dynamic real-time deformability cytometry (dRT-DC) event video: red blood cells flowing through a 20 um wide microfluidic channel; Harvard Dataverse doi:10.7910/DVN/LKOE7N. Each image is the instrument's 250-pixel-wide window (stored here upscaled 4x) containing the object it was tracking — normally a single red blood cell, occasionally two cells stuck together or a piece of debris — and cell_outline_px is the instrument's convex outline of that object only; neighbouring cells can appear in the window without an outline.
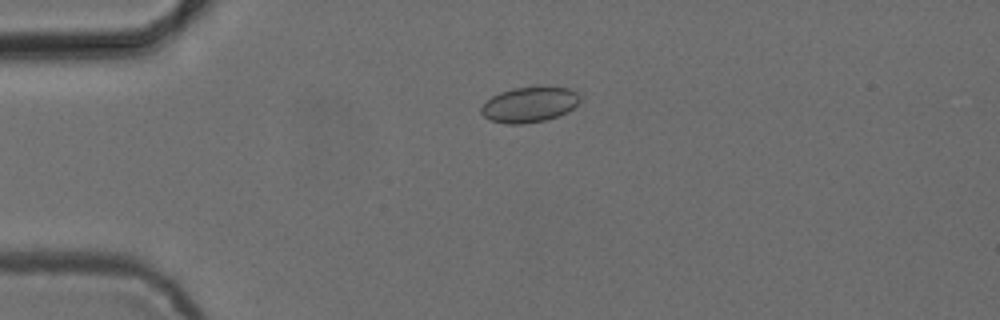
{"species": "common noctule bat (a hibernating species)", "species_latin": "Nyctalus noctula", "temperature_condition": "cold", "stored_images_in_passage": 41, "camera_frame_rate_fps": 3000, "um_per_image_px": 0.085, "animal": {"sex": "female", "body_mass_g": 24.6, "forearm_length_mm": 56.2}, "frame": {"image": 1, "passage_image": 1, "time_ms": 0.0, "image_size_px": [1000, 320], "cell_outline_px": [[580, 100], [568, 112], [544, 120], [524, 124], [504, 124], [492, 120], [484, 116], [480, 112], [480, 108], [492, 96], [500, 92], [512, 88], [548, 84], [568, 88], [576, 92], [580, 96]], "centroid_in_image_um": [45.02, 8.85], "position_along_channel_um": 40.0, "area_um2": 20.75}}
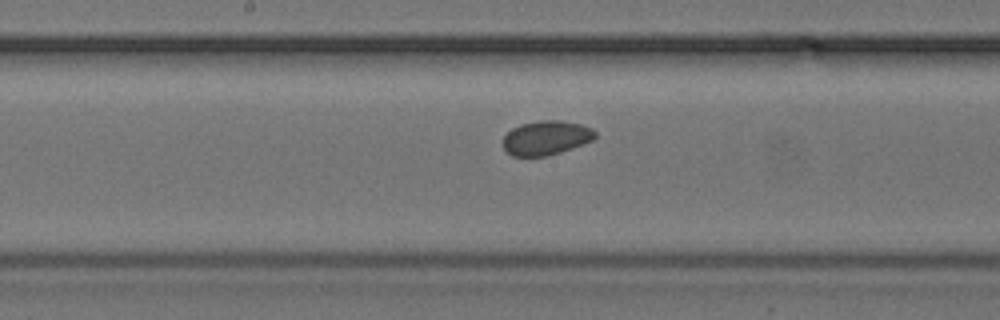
{"frame": {"image": 2, "passage_image": 16, "time_ms": 5.0, "image_size_px": [1000, 320], "cell_outline_px": [[596, 136], [592, 140], [572, 148], [548, 156], [512, 156], [504, 148], [504, 136], [512, 128], [520, 124], [540, 120], [560, 120], [580, 124], [592, 128], [596, 132]], "centroid_in_image_um": [46.42, 11.71], "position_along_channel_um": 201.8, "area_um2": 18.32}}
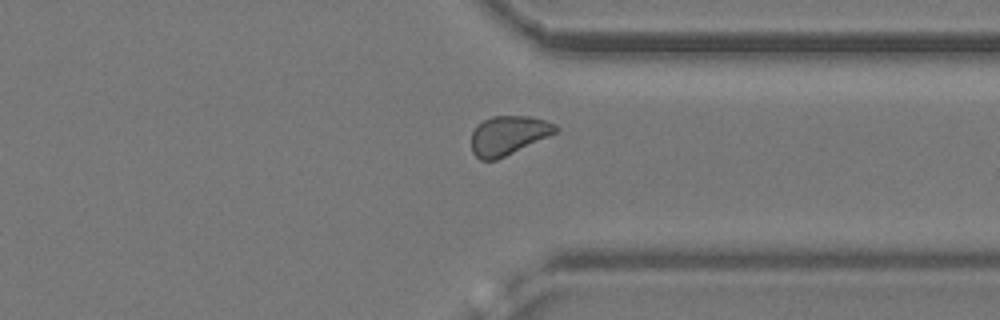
{"frame": {"image": 3, "passage_image": 29, "time_ms": 9.333, "image_size_px": [1000, 320], "cell_outline_px": [[556, 132], [548, 136], [496, 160], [480, 160], [472, 152], [472, 132], [476, 124], [492, 116], [528, 116], [544, 120], [556, 124]], "centroid_in_image_um": [43.15, 11.5], "position_along_channel_um": 368.2, "area_um2": 18.9}, "authors_computed_cell_mechanics": {"area_um2": 19.0162, "velocity_mm_per_s": 3.851, "shape_relaxation_time_tau1_ms": null, "shape_relaxation_time_tau2_ms": 6.0621, "deformation_change_tau1": null, "deformation_change_tau2": 0.0749}}